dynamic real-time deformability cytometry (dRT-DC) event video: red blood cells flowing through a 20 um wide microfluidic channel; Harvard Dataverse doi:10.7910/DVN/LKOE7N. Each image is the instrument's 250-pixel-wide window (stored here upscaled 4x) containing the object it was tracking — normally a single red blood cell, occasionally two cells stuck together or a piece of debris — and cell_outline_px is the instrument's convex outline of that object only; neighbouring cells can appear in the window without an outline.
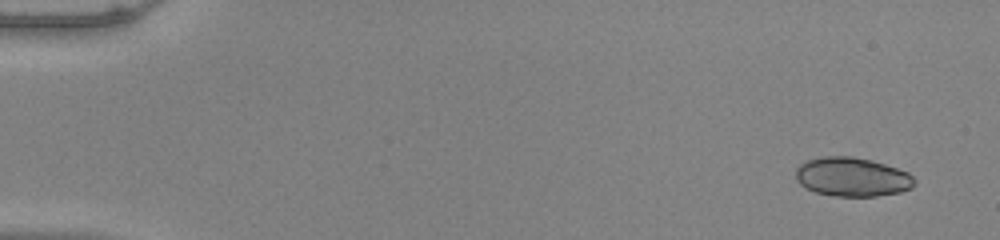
{"species": "common noctule bat (a hibernating species)", "species_latin": "Nyctalus noctula", "temperature_condition": "warm", "stored_images_in_passage": 50, "segment_of_instrument_passage": [1, 2], "camera_frame_rate_fps": 3000, "um_per_image_px": 0.085, "animal": {"sex": "male", "body_mass_g": 20.0, "forearm_length_mm": 53.3}, "frame": {"image": 1, "passage_image": 1, "time_ms": 0.0, "image_size_px": [1000, 240], "cell_outline_px": [[916, 184], [912, 188], [900, 192], [876, 196], [832, 196], [816, 192], [800, 184], [796, 180], [796, 168], [800, 164], [808, 160], [824, 156], [852, 156], [872, 160], [908, 172], [916, 180]], "centroid_in_image_um": [72.45, 15.04], "position_along_channel_um": 12.6, "area_um2": 27.05}}
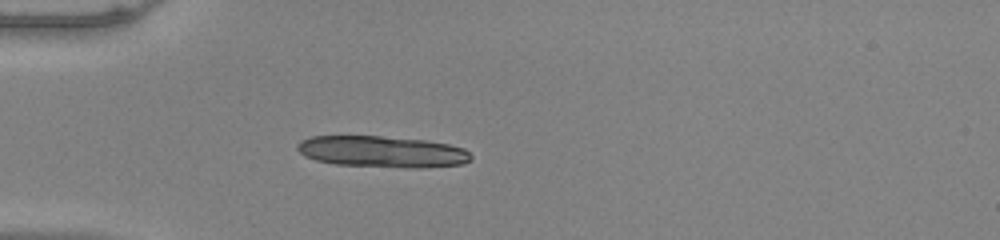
{"frame": {"image": 2, "passage_image": 14, "time_ms": 4.333, "image_size_px": [1000, 240], "cell_outline_px": [[472, 160], [464, 164], [424, 168], [408, 168], [336, 164], [316, 160], [304, 156], [296, 148], [296, 144], [300, 140], [312, 136], [380, 136], [424, 140], [448, 144], [464, 148], [472, 156]], "centroid_in_image_um": [32.5, 12.9], "position_along_channel_um": 52.5, "area_um2": 31.96}}